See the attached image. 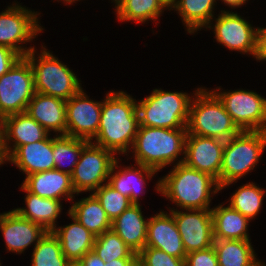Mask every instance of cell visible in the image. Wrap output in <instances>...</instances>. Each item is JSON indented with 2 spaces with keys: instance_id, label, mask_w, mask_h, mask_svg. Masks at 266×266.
I'll return each mask as SVG.
<instances>
[{
  "instance_id": "obj_1",
  "label": "cell",
  "mask_w": 266,
  "mask_h": 266,
  "mask_svg": "<svg viewBox=\"0 0 266 266\" xmlns=\"http://www.w3.org/2000/svg\"><path fill=\"white\" fill-rule=\"evenodd\" d=\"M102 101L99 129L93 143L114 154L130 152L139 127L136 99L124 91H110Z\"/></svg>"
},
{
  "instance_id": "obj_2",
  "label": "cell",
  "mask_w": 266,
  "mask_h": 266,
  "mask_svg": "<svg viewBox=\"0 0 266 266\" xmlns=\"http://www.w3.org/2000/svg\"><path fill=\"white\" fill-rule=\"evenodd\" d=\"M173 167L169 174L159 178L156 191L180 209H210L211 195L221 190L217 180L185 163Z\"/></svg>"
},
{
  "instance_id": "obj_3",
  "label": "cell",
  "mask_w": 266,
  "mask_h": 266,
  "mask_svg": "<svg viewBox=\"0 0 266 266\" xmlns=\"http://www.w3.org/2000/svg\"><path fill=\"white\" fill-rule=\"evenodd\" d=\"M187 128L170 129L139 126L132 145L135 164L156 170L165 168L177 161L183 163ZM134 150V151H133Z\"/></svg>"
},
{
  "instance_id": "obj_4",
  "label": "cell",
  "mask_w": 266,
  "mask_h": 266,
  "mask_svg": "<svg viewBox=\"0 0 266 266\" xmlns=\"http://www.w3.org/2000/svg\"><path fill=\"white\" fill-rule=\"evenodd\" d=\"M195 91L190 104L187 134L227 141L241 131L212 90L200 87Z\"/></svg>"
},
{
  "instance_id": "obj_5",
  "label": "cell",
  "mask_w": 266,
  "mask_h": 266,
  "mask_svg": "<svg viewBox=\"0 0 266 266\" xmlns=\"http://www.w3.org/2000/svg\"><path fill=\"white\" fill-rule=\"evenodd\" d=\"M192 98L186 92L154 89L150 95L136 102L139 126L187 128Z\"/></svg>"
},
{
  "instance_id": "obj_6",
  "label": "cell",
  "mask_w": 266,
  "mask_h": 266,
  "mask_svg": "<svg viewBox=\"0 0 266 266\" xmlns=\"http://www.w3.org/2000/svg\"><path fill=\"white\" fill-rule=\"evenodd\" d=\"M266 147V131H240L225 141L220 188L236 183L255 168Z\"/></svg>"
},
{
  "instance_id": "obj_7",
  "label": "cell",
  "mask_w": 266,
  "mask_h": 266,
  "mask_svg": "<svg viewBox=\"0 0 266 266\" xmlns=\"http://www.w3.org/2000/svg\"><path fill=\"white\" fill-rule=\"evenodd\" d=\"M42 48L38 57L35 55V49L25 56L33 69L35 91L65 101L69 100L82 89L80 80L67 65L47 51L45 46Z\"/></svg>"
},
{
  "instance_id": "obj_8",
  "label": "cell",
  "mask_w": 266,
  "mask_h": 266,
  "mask_svg": "<svg viewBox=\"0 0 266 266\" xmlns=\"http://www.w3.org/2000/svg\"><path fill=\"white\" fill-rule=\"evenodd\" d=\"M35 93L32 66L22 57L0 77V117L25 112Z\"/></svg>"
},
{
  "instance_id": "obj_9",
  "label": "cell",
  "mask_w": 266,
  "mask_h": 266,
  "mask_svg": "<svg viewBox=\"0 0 266 266\" xmlns=\"http://www.w3.org/2000/svg\"><path fill=\"white\" fill-rule=\"evenodd\" d=\"M116 160L113 152L89 141L83 147L71 174V182L76 194L94 192L103 183L106 184Z\"/></svg>"
},
{
  "instance_id": "obj_10",
  "label": "cell",
  "mask_w": 266,
  "mask_h": 266,
  "mask_svg": "<svg viewBox=\"0 0 266 266\" xmlns=\"http://www.w3.org/2000/svg\"><path fill=\"white\" fill-rule=\"evenodd\" d=\"M40 13L16 4L8 6L0 13V45L11 48L25 57L34 47H26L23 43L32 41L43 28L37 17ZM23 46V47H22Z\"/></svg>"
},
{
  "instance_id": "obj_11",
  "label": "cell",
  "mask_w": 266,
  "mask_h": 266,
  "mask_svg": "<svg viewBox=\"0 0 266 266\" xmlns=\"http://www.w3.org/2000/svg\"><path fill=\"white\" fill-rule=\"evenodd\" d=\"M212 90L241 131H266V98L250 90Z\"/></svg>"
},
{
  "instance_id": "obj_12",
  "label": "cell",
  "mask_w": 266,
  "mask_h": 266,
  "mask_svg": "<svg viewBox=\"0 0 266 266\" xmlns=\"http://www.w3.org/2000/svg\"><path fill=\"white\" fill-rule=\"evenodd\" d=\"M215 25L206 27L214 29L215 39L229 50L240 53L257 55V28L252 27L237 12L221 10V14L215 18Z\"/></svg>"
},
{
  "instance_id": "obj_13",
  "label": "cell",
  "mask_w": 266,
  "mask_h": 266,
  "mask_svg": "<svg viewBox=\"0 0 266 266\" xmlns=\"http://www.w3.org/2000/svg\"><path fill=\"white\" fill-rule=\"evenodd\" d=\"M186 254L213 246V221L211 209H171Z\"/></svg>"
},
{
  "instance_id": "obj_14",
  "label": "cell",
  "mask_w": 266,
  "mask_h": 266,
  "mask_svg": "<svg viewBox=\"0 0 266 266\" xmlns=\"http://www.w3.org/2000/svg\"><path fill=\"white\" fill-rule=\"evenodd\" d=\"M88 97L81 89L66 100V135L93 141L99 129L102 101Z\"/></svg>"
},
{
  "instance_id": "obj_15",
  "label": "cell",
  "mask_w": 266,
  "mask_h": 266,
  "mask_svg": "<svg viewBox=\"0 0 266 266\" xmlns=\"http://www.w3.org/2000/svg\"><path fill=\"white\" fill-rule=\"evenodd\" d=\"M224 145L225 141L221 139L187 134L183 163L211 175L217 180L220 187Z\"/></svg>"
},
{
  "instance_id": "obj_16",
  "label": "cell",
  "mask_w": 266,
  "mask_h": 266,
  "mask_svg": "<svg viewBox=\"0 0 266 266\" xmlns=\"http://www.w3.org/2000/svg\"><path fill=\"white\" fill-rule=\"evenodd\" d=\"M3 149L8 158L19 146L44 140L50 133L26 112L6 116L0 125ZM10 141H12L11 144Z\"/></svg>"
},
{
  "instance_id": "obj_17",
  "label": "cell",
  "mask_w": 266,
  "mask_h": 266,
  "mask_svg": "<svg viewBox=\"0 0 266 266\" xmlns=\"http://www.w3.org/2000/svg\"><path fill=\"white\" fill-rule=\"evenodd\" d=\"M0 229L6 248L16 254H21L33 243L36 245L47 232L35 222L21 217L15 210L2 213Z\"/></svg>"
},
{
  "instance_id": "obj_18",
  "label": "cell",
  "mask_w": 266,
  "mask_h": 266,
  "mask_svg": "<svg viewBox=\"0 0 266 266\" xmlns=\"http://www.w3.org/2000/svg\"><path fill=\"white\" fill-rule=\"evenodd\" d=\"M145 247L160 249L168 255L185 259L186 252L172 213L160 211L149 218Z\"/></svg>"
},
{
  "instance_id": "obj_19",
  "label": "cell",
  "mask_w": 266,
  "mask_h": 266,
  "mask_svg": "<svg viewBox=\"0 0 266 266\" xmlns=\"http://www.w3.org/2000/svg\"><path fill=\"white\" fill-rule=\"evenodd\" d=\"M22 185L31 193L42 198L54 200L67 199L73 201L75 191L71 182V175L60 170H47L44 172L25 176Z\"/></svg>"
},
{
  "instance_id": "obj_20",
  "label": "cell",
  "mask_w": 266,
  "mask_h": 266,
  "mask_svg": "<svg viewBox=\"0 0 266 266\" xmlns=\"http://www.w3.org/2000/svg\"><path fill=\"white\" fill-rule=\"evenodd\" d=\"M26 176L53 170V138L49 135L42 141L19 146L8 158Z\"/></svg>"
},
{
  "instance_id": "obj_21",
  "label": "cell",
  "mask_w": 266,
  "mask_h": 266,
  "mask_svg": "<svg viewBox=\"0 0 266 266\" xmlns=\"http://www.w3.org/2000/svg\"><path fill=\"white\" fill-rule=\"evenodd\" d=\"M25 112L49 133L54 131L57 135H66L65 100L36 92Z\"/></svg>"
},
{
  "instance_id": "obj_22",
  "label": "cell",
  "mask_w": 266,
  "mask_h": 266,
  "mask_svg": "<svg viewBox=\"0 0 266 266\" xmlns=\"http://www.w3.org/2000/svg\"><path fill=\"white\" fill-rule=\"evenodd\" d=\"M140 204H132L111 222V229L138 254L146 245L147 225Z\"/></svg>"
},
{
  "instance_id": "obj_23",
  "label": "cell",
  "mask_w": 266,
  "mask_h": 266,
  "mask_svg": "<svg viewBox=\"0 0 266 266\" xmlns=\"http://www.w3.org/2000/svg\"><path fill=\"white\" fill-rule=\"evenodd\" d=\"M68 215L73 222L65 227H56L52 232L61 244L63 255L70 262H76L92 251L96 236L88 231L69 212Z\"/></svg>"
},
{
  "instance_id": "obj_24",
  "label": "cell",
  "mask_w": 266,
  "mask_h": 266,
  "mask_svg": "<svg viewBox=\"0 0 266 266\" xmlns=\"http://www.w3.org/2000/svg\"><path fill=\"white\" fill-rule=\"evenodd\" d=\"M118 163L119 158L115 161L111 169L107 184L116 191L120 192L122 195L130 198V201L133 204H140L138 196L140 195V193H144L142 191H144V186H146L145 179L151 180V178L155 176L154 174L157 171L140 164H136V168L131 166L120 168V166H118ZM116 168L120 169L116 171Z\"/></svg>"
},
{
  "instance_id": "obj_25",
  "label": "cell",
  "mask_w": 266,
  "mask_h": 266,
  "mask_svg": "<svg viewBox=\"0 0 266 266\" xmlns=\"http://www.w3.org/2000/svg\"><path fill=\"white\" fill-rule=\"evenodd\" d=\"M21 190L26 192V208H16L15 210L21 217L43 227L46 231H53L57 225L56 221L62 210V202L49 198H42L29 192L23 185Z\"/></svg>"
},
{
  "instance_id": "obj_26",
  "label": "cell",
  "mask_w": 266,
  "mask_h": 266,
  "mask_svg": "<svg viewBox=\"0 0 266 266\" xmlns=\"http://www.w3.org/2000/svg\"><path fill=\"white\" fill-rule=\"evenodd\" d=\"M214 240H251L247 232L250 220L230 205L211 208Z\"/></svg>"
},
{
  "instance_id": "obj_27",
  "label": "cell",
  "mask_w": 266,
  "mask_h": 266,
  "mask_svg": "<svg viewBox=\"0 0 266 266\" xmlns=\"http://www.w3.org/2000/svg\"><path fill=\"white\" fill-rule=\"evenodd\" d=\"M68 212L96 237L111 229V220L93 193L73 203Z\"/></svg>"
},
{
  "instance_id": "obj_28",
  "label": "cell",
  "mask_w": 266,
  "mask_h": 266,
  "mask_svg": "<svg viewBox=\"0 0 266 266\" xmlns=\"http://www.w3.org/2000/svg\"><path fill=\"white\" fill-rule=\"evenodd\" d=\"M216 0H176L169 10H176L189 34L208 27L213 20Z\"/></svg>"
},
{
  "instance_id": "obj_29",
  "label": "cell",
  "mask_w": 266,
  "mask_h": 266,
  "mask_svg": "<svg viewBox=\"0 0 266 266\" xmlns=\"http://www.w3.org/2000/svg\"><path fill=\"white\" fill-rule=\"evenodd\" d=\"M218 266H261L250 240H214Z\"/></svg>"
},
{
  "instance_id": "obj_30",
  "label": "cell",
  "mask_w": 266,
  "mask_h": 266,
  "mask_svg": "<svg viewBox=\"0 0 266 266\" xmlns=\"http://www.w3.org/2000/svg\"><path fill=\"white\" fill-rule=\"evenodd\" d=\"M115 8L118 20L136 23L155 21L166 8L169 10L162 0H121Z\"/></svg>"
},
{
  "instance_id": "obj_31",
  "label": "cell",
  "mask_w": 266,
  "mask_h": 266,
  "mask_svg": "<svg viewBox=\"0 0 266 266\" xmlns=\"http://www.w3.org/2000/svg\"><path fill=\"white\" fill-rule=\"evenodd\" d=\"M89 141L71 137L68 135H54L53 138V158L56 170L72 174L79 160L83 147ZM67 162V163H66ZM69 162V163H68ZM68 164V169L64 168V164ZM65 164V166H66ZM64 168V169H63Z\"/></svg>"
},
{
  "instance_id": "obj_32",
  "label": "cell",
  "mask_w": 266,
  "mask_h": 266,
  "mask_svg": "<svg viewBox=\"0 0 266 266\" xmlns=\"http://www.w3.org/2000/svg\"><path fill=\"white\" fill-rule=\"evenodd\" d=\"M92 251L106 263L116 259H137V254L112 229L96 237Z\"/></svg>"
},
{
  "instance_id": "obj_33",
  "label": "cell",
  "mask_w": 266,
  "mask_h": 266,
  "mask_svg": "<svg viewBox=\"0 0 266 266\" xmlns=\"http://www.w3.org/2000/svg\"><path fill=\"white\" fill-rule=\"evenodd\" d=\"M31 266H69L70 261L63 255L61 244L52 231H47L34 245Z\"/></svg>"
},
{
  "instance_id": "obj_34",
  "label": "cell",
  "mask_w": 266,
  "mask_h": 266,
  "mask_svg": "<svg viewBox=\"0 0 266 266\" xmlns=\"http://www.w3.org/2000/svg\"><path fill=\"white\" fill-rule=\"evenodd\" d=\"M265 191L253 182L247 183L233 193L229 205L249 220H252L257 216L263 205Z\"/></svg>"
},
{
  "instance_id": "obj_35",
  "label": "cell",
  "mask_w": 266,
  "mask_h": 266,
  "mask_svg": "<svg viewBox=\"0 0 266 266\" xmlns=\"http://www.w3.org/2000/svg\"><path fill=\"white\" fill-rule=\"evenodd\" d=\"M92 193L99 200L111 222L133 204L130 198L122 195L107 183L103 184Z\"/></svg>"
},
{
  "instance_id": "obj_36",
  "label": "cell",
  "mask_w": 266,
  "mask_h": 266,
  "mask_svg": "<svg viewBox=\"0 0 266 266\" xmlns=\"http://www.w3.org/2000/svg\"><path fill=\"white\" fill-rule=\"evenodd\" d=\"M137 259L144 266H185V259L176 258L153 247H144L137 254Z\"/></svg>"
},
{
  "instance_id": "obj_37",
  "label": "cell",
  "mask_w": 266,
  "mask_h": 266,
  "mask_svg": "<svg viewBox=\"0 0 266 266\" xmlns=\"http://www.w3.org/2000/svg\"><path fill=\"white\" fill-rule=\"evenodd\" d=\"M185 266H218L214 247L188 253L185 258Z\"/></svg>"
},
{
  "instance_id": "obj_38",
  "label": "cell",
  "mask_w": 266,
  "mask_h": 266,
  "mask_svg": "<svg viewBox=\"0 0 266 266\" xmlns=\"http://www.w3.org/2000/svg\"><path fill=\"white\" fill-rule=\"evenodd\" d=\"M22 56L9 47L0 45V77L7 73Z\"/></svg>"
},
{
  "instance_id": "obj_39",
  "label": "cell",
  "mask_w": 266,
  "mask_h": 266,
  "mask_svg": "<svg viewBox=\"0 0 266 266\" xmlns=\"http://www.w3.org/2000/svg\"><path fill=\"white\" fill-rule=\"evenodd\" d=\"M136 259H116L110 263L103 262L93 251L87 253L80 262L84 266H131Z\"/></svg>"
},
{
  "instance_id": "obj_40",
  "label": "cell",
  "mask_w": 266,
  "mask_h": 266,
  "mask_svg": "<svg viewBox=\"0 0 266 266\" xmlns=\"http://www.w3.org/2000/svg\"><path fill=\"white\" fill-rule=\"evenodd\" d=\"M256 59L266 60V27H257V55Z\"/></svg>"
},
{
  "instance_id": "obj_41",
  "label": "cell",
  "mask_w": 266,
  "mask_h": 266,
  "mask_svg": "<svg viewBox=\"0 0 266 266\" xmlns=\"http://www.w3.org/2000/svg\"><path fill=\"white\" fill-rule=\"evenodd\" d=\"M221 1L224 2L225 5H228L229 7L231 6V8H236L242 6L248 0H221Z\"/></svg>"
},
{
  "instance_id": "obj_42",
  "label": "cell",
  "mask_w": 266,
  "mask_h": 266,
  "mask_svg": "<svg viewBox=\"0 0 266 266\" xmlns=\"http://www.w3.org/2000/svg\"><path fill=\"white\" fill-rule=\"evenodd\" d=\"M6 161H7V158H6L5 153H4L2 134L0 131V165L4 164Z\"/></svg>"
},
{
  "instance_id": "obj_43",
  "label": "cell",
  "mask_w": 266,
  "mask_h": 266,
  "mask_svg": "<svg viewBox=\"0 0 266 266\" xmlns=\"http://www.w3.org/2000/svg\"><path fill=\"white\" fill-rule=\"evenodd\" d=\"M162 1L170 8L176 0H162Z\"/></svg>"
},
{
  "instance_id": "obj_44",
  "label": "cell",
  "mask_w": 266,
  "mask_h": 266,
  "mask_svg": "<svg viewBox=\"0 0 266 266\" xmlns=\"http://www.w3.org/2000/svg\"><path fill=\"white\" fill-rule=\"evenodd\" d=\"M69 266H84L80 261L71 262Z\"/></svg>"
},
{
  "instance_id": "obj_45",
  "label": "cell",
  "mask_w": 266,
  "mask_h": 266,
  "mask_svg": "<svg viewBox=\"0 0 266 266\" xmlns=\"http://www.w3.org/2000/svg\"><path fill=\"white\" fill-rule=\"evenodd\" d=\"M131 266H144L138 259H136Z\"/></svg>"
},
{
  "instance_id": "obj_46",
  "label": "cell",
  "mask_w": 266,
  "mask_h": 266,
  "mask_svg": "<svg viewBox=\"0 0 266 266\" xmlns=\"http://www.w3.org/2000/svg\"><path fill=\"white\" fill-rule=\"evenodd\" d=\"M58 1V0H57ZM60 1V0H59ZM64 1L63 3H68L69 5L72 4L73 2L75 3L76 1H80V0H62Z\"/></svg>"
},
{
  "instance_id": "obj_47",
  "label": "cell",
  "mask_w": 266,
  "mask_h": 266,
  "mask_svg": "<svg viewBox=\"0 0 266 266\" xmlns=\"http://www.w3.org/2000/svg\"><path fill=\"white\" fill-rule=\"evenodd\" d=\"M115 2V6L121 1V0H112Z\"/></svg>"
}]
</instances>
